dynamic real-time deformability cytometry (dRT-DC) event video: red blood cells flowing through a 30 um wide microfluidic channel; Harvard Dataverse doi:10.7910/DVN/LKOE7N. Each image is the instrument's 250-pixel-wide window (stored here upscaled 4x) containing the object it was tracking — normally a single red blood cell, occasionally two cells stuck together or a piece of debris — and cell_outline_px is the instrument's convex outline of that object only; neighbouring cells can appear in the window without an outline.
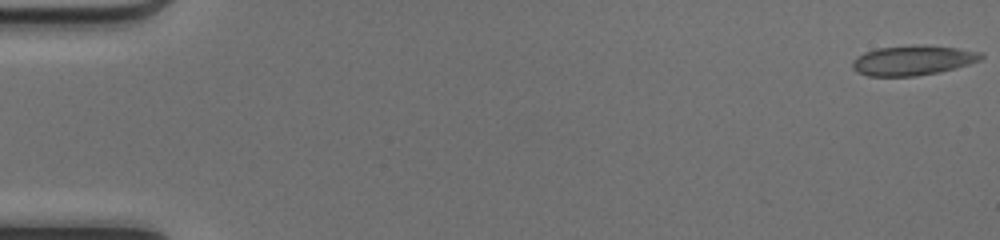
{"species": "common noctule bat (a hibernating species)", "species_latin": "Nyctalus noctula", "temperature_condition": "cold", "stored_images_in_passage": 50, "camera_frame_rate_fps": 3000, "um_per_image_px": 0.085, "animal": {"sex": "female", "body_mass_g": 17.0, "forearm_length_mm": 48.0}, "frame": {"image": 1, "passage_image": 1, "time_ms": 0.0, "image_size_px": [1000, 240], "cell_outline_px": [[984, 56], [980, 60], [956, 68], [940, 72], [916, 76], [868, 76], [856, 72], [852, 68], [852, 60], [856, 56], [864, 52], [876, 48], [912, 44], [916, 44], [956, 48], [984, 52]], "centroid_in_image_um": [77.57, 5.12], "position_along_channel_um": 7.4, "area_um2": 22.72}}
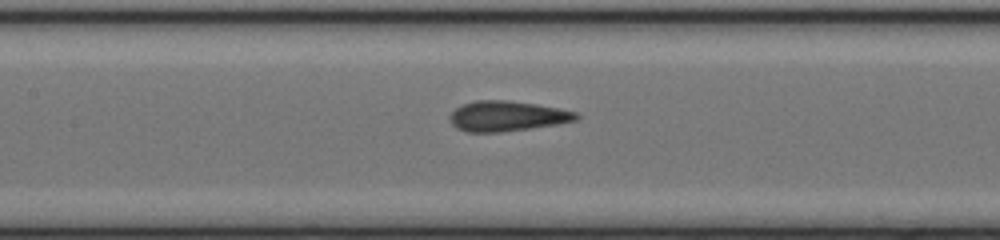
{"frame": {"image": 2, "passage_image": 24, "time_ms": 7.667, "image_size_px": [1000, 240], "cell_outline_px": [[580, 116], [576, 120], [560, 124], [500, 132], [468, 132], [456, 128], [452, 124], [452, 112], [456, 108], [464, 104], [476, 100], [508, 100], [536, 104], [560, 108], [576, 112]], "centroid_in_image_um": [43.15, 9.87], "position_along_channel_um": 164.3, "area_um2": 22.14}}
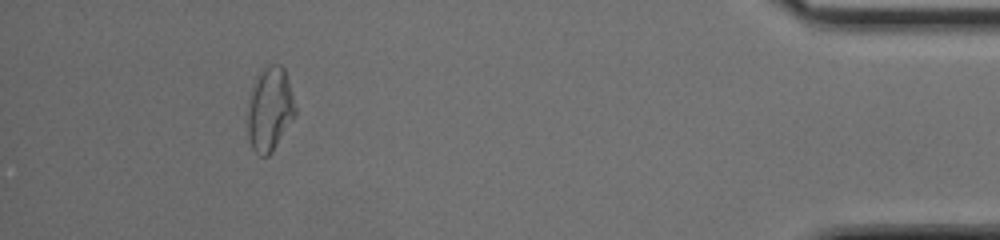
{"frame": {"image": 3, "passage_image": 46, "time_ms": 15.0, "image_size_px": [1000, 240], "cell_outline_px": [[296, 116], [272, 152], [268, 156], [260, 156], [252, 148], [248, 136], [248, 104], [252, 88], [256, 80], [264, 68], [268, 64], [280, 64], [284, 68], [288, 80], [296, 108]], "centroid_in_image_um": [22.95, 9.31], "position_along_channel_um": 412.3, "area_um2": 23.18}, "authors_computed_cell_mechanics": {"area_um2": 22.3397, "velocity_mm_per_s": 4.192, "shape_relaxation_time_tau1_ms": 7.7594, "shape_relaxation_time_tau2_ms": 1.0185, "deformation_change_tau1": 0.1927, "deformation_change_tau2": 0.0806}}